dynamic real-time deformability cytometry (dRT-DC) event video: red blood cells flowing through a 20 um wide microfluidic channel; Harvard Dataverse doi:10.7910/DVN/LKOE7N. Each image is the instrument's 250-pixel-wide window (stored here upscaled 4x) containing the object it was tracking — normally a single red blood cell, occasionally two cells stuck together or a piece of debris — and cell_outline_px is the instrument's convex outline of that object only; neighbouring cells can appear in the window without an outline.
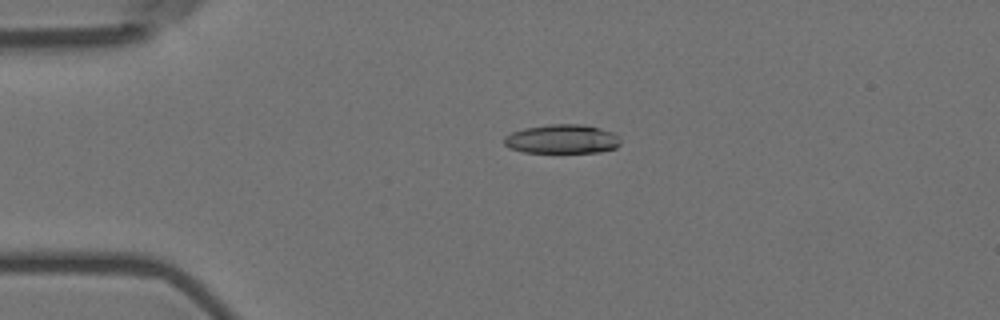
{"species": "Egyptian fruit bat (a non-hibernating species)", "species_latin": "Rousettus aegyptiacus", "temperature_condition": "room temperature", "stored_images_in_passage": 58, "camera_frame_rate_fps": 3000, "um_per_image_px": 0.085, "animal": {"sex": "female"}, "frame": {"image": 1, "passage_image": 13, "time_ms": 4.0, "image_size_px": [1000, 320], "cell_outline_px": [[620, 144], [616, 148], [600, 152], [524, 152], [508, 148], [504, 144], [504, 136], [512, 132], [524, 128], [548, 124], [584, 124], [600, 128], [612, 132], [620, 136]], "centroid_in_image_um": [47.78, 11.81], "position_along_channel_um": 37.2, "area_um2": 19.88}}
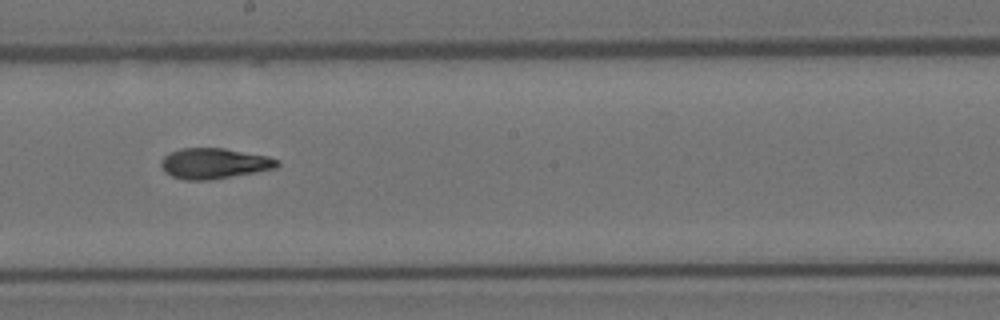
{"frame": {"image": 2, "passage_image": 32, "time_ms": 10.333, "image_size_px": [1000, 320], "cell_outline_px": [[280, 164], [276, 168], [256, 172], [208, 180], [184, 180], [172, 176], [164, 172], [160, 164], [160, 160], [164, 156], [180, 148], [224, 148], [268, 156], [280, 160]], "centroid_in_image_um": [18.2, 13.89], "position_along_channel_um": 230.0, "area_um2": 20.75}}
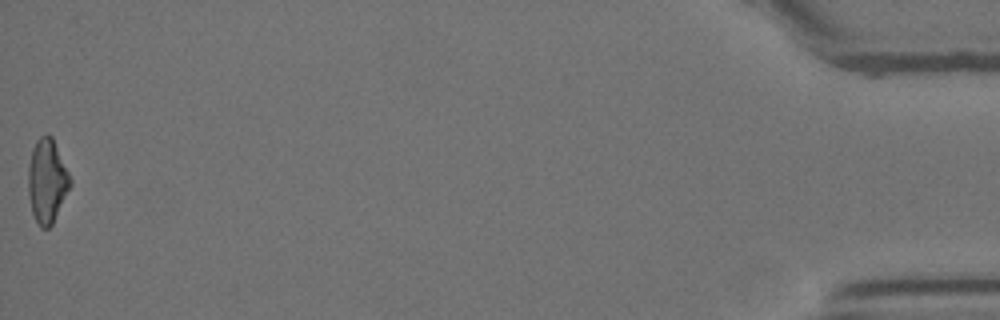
{"frame": {"image": 3, "passage_image": 57, "time_ms": 18.667, "image_size_px": [1000, 320], "cell_outline_px": [[72, 184], [52, 224], [48, 228], [40, 228], [32, 212], [28, 192], [28, 164], [32, 148], [36, 140], [40, 136], [52, 136], [72, 180]], "centroid_in_image_um": [3.99, 15.38], "position_along_channel_um": 431.2, "area_um2": 20.46}, "authors_computed_cell_mechanics": {"area_um2": 20.4612, "velocity_mm_per_s": 3.5898, "shape_relaxation_time_tau1_ms": 9.0394, "shape_relaxation_time_tau2_ms": 2.9616, "deformation_change_tau1": 0.2539, "deformation_change_tau2": 0.107}}